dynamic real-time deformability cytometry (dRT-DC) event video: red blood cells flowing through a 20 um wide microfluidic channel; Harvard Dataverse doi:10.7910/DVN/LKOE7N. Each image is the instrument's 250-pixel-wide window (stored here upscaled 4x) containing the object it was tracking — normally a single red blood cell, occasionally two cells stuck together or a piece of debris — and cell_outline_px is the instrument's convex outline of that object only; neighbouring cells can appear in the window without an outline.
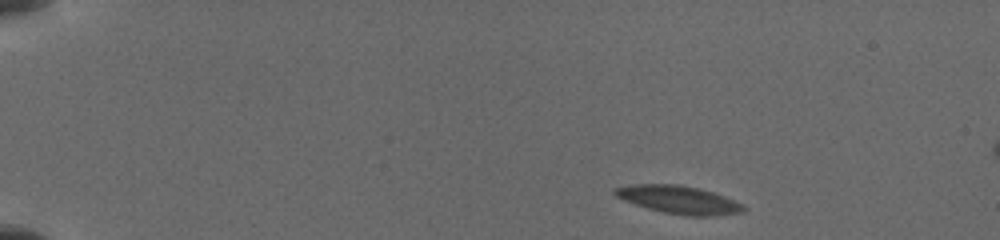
{"species": "common noctule bat (a hibernating species)", "species_latin": "Nyctalus noctula", "temperature_condition": "cold", "stored_images_in_passage": 8, "camera_frame_rate_fps": 3000, "um_per_image_px": 0.085, "animal": {"sex": "female", "body_mass_g": 19.5, "forearm_length_mm": 54.1}, "frame": {"image": 1, "passage_image": 1, "time_ms": 0.0, "image_size_px": [1000, 240], "cell_outline_px": [[744, 212], [704, 216], [692, 216], [664, 212], [648, 208], [624, 200], [616, 196], [612, 192], [616, 188], [636, 184], [676, 184], [696, 188], [712, 192], [724, 196], [744, 204]], "centroid_in_image_um": [57.7, 16.97], "position_along_channel_um": 27.3, "area_um2": 20.46}}
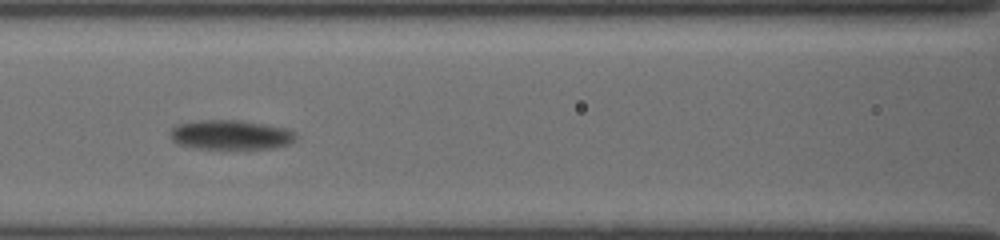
{"frame": {"image": 2, "passage_image": 6, "time_ms": 6.0, "image_size_px": [1000, 240], "cell_outline_px": [[296, 136], [288, 144], [272, 148], [196, 148], [176, 144], [172, 140], [172, 128], [176, 124], [200, 120], [240, 120], [284, 128], [296, 132]], "centroid_in_image_um": [19.57, 11.45], "position_along_channel_um": 147.0, "area_um2": 21.27}}
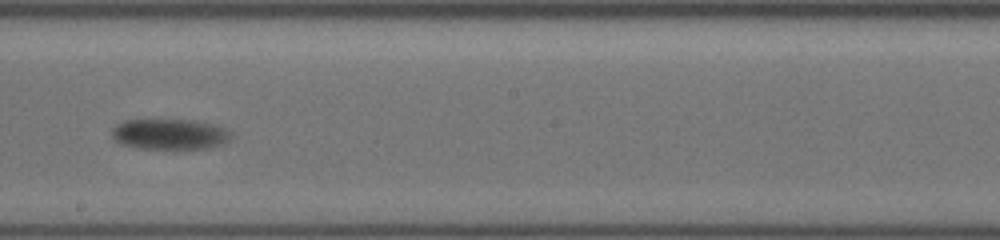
{"frame": {"image": 3, "passage_image": 8, "time_ms": 8.333, "image_size_px": [1000, 240], "cell_outline_px": [[228, 136], [220, 144], [208, 148], [140, 148], [124, 144], [116, 140], [112, 136], [112, 132], [116, 124], [124, 120], [192, 120], [208, 124], [228, 132]], "centroid_in_image_um": [14.3, 11.4], "position_along_channel_um": 233.9, "area_um2": 20.23}}